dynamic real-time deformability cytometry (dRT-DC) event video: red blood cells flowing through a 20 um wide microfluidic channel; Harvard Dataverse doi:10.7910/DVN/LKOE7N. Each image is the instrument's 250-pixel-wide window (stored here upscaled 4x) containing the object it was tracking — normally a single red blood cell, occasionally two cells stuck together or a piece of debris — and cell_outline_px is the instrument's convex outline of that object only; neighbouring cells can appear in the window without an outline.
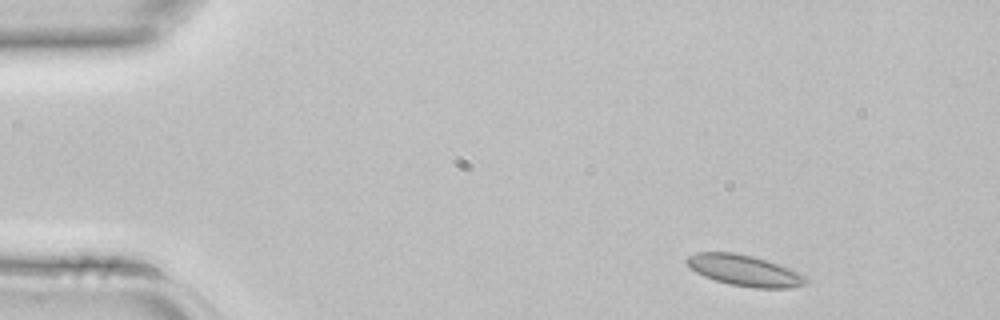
{"species": "common noctule bat (a hibernating species)", "species_latin": "Nyctalus noctula", "temperature_condition": "room temperature", "stored_images_in_passage": 3, "camera_frame_rate_fps": 3000, "um_per_image_px": 0.085, "animal": {"sex": "female", "body_mass_g": 22.7, "forearm_length_mm": 54.2}, "frame": {"image": 1, "passage_image": 1, "time_ms": 0.0, "image_size_px": [1000, 320], "cell_outline_px": [[808, 280], [804, 284], [792, 288], [752, 288], [728, 284], [704, 276], [696, 272], [684, 260], [688, 256], [696, 252], [732, 252], [752, 256], [768, 260], [800, 272], [808, 276]], "centroid_in_image_um": [63.31, 22.99], "position_along_channel_um": 21.7, "area_um2": 21.68}}
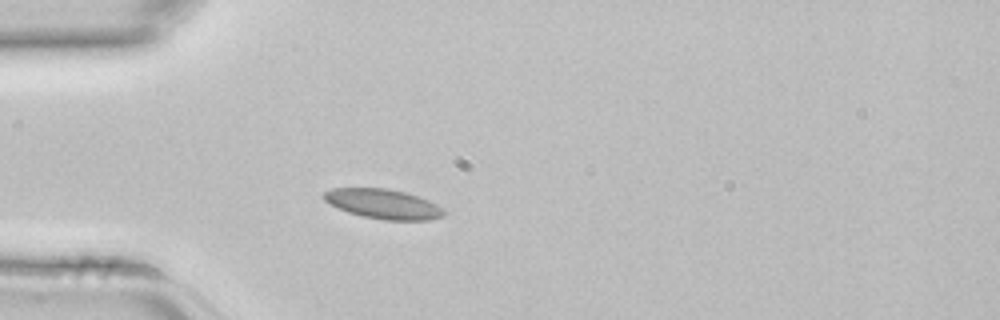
{"frame": {"image": 2, "passage_image": 3, "time_ms": 0.667, "image_size_px": [1000, 320], "cell_outline_px": [[444, 216], [428, 220], [384, 220], [364, 216], [348, 212], [328, 204], [320, 196], [324, 192], [332, 188], [388, 188], [404, 192], [428, 200], [436, 204], [444, 212]], "centroid_in_image_um": [32.51, 17.33], "position_along_channel_um": 52.5, "area_um2": 20.69}}